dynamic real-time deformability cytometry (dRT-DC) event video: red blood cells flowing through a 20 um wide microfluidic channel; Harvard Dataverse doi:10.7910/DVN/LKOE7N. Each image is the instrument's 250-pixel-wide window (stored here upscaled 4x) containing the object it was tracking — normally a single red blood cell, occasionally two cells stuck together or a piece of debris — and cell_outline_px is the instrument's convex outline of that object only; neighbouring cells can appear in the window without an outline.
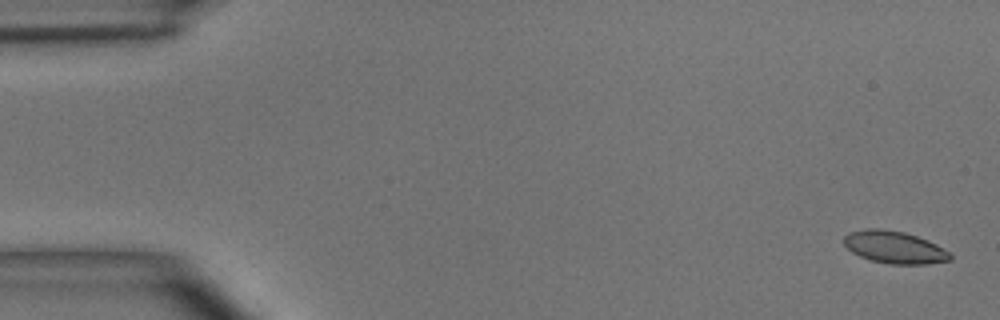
{"species": "common noctule bat (a hibernating species)", "species_latin": "Nyctalus noctula", "temperature_condition": "room temperature", "stored_images_in_passage": 7, "camera_frame_rate_fps": 3000, "um_per_image_px": 0.085, "animal": {"sex": "male", "body_mass_g": 15.6}, "frame": {"image": 1, "passage_image": 1, "time_ms": 0.0, "image_size_px": [1000, 320], "cell_outline_px": [[952, 260], [924, 264], [888, 264], [872, 260], [860, 256], [852, 252], [844, 244], [844, 236], [848, 232], [864, 228], [880, 228], [904, 232], [928, 240], [936, 244], [948, 252], [952, 256]], "centroid_in_image_um": [76.0, 21.01], "position_along_channel_um": 9.0, "area_um2": 20.0}}
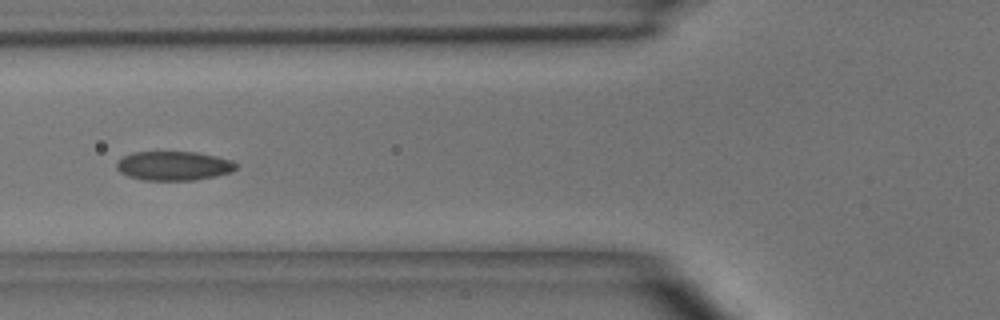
{"frame": {"image": 2, "passage_image": 6, "time_ms": 6.0, "image_size_px": [1000, 320], "cell_outline_px": [[236, 168], [232, 172], [216, 176], [196, 180], [140, 180], [128, 176], [120, 172], [116, 168], [116, 164], [124, 156], [132, 152], [196, 152], [216, 156], [232, 160], [236, 164]], "centroid_in_image_um": [14.77, 14.1], "position_along_channel_um": 111.0, "area_um2": 20.35}}
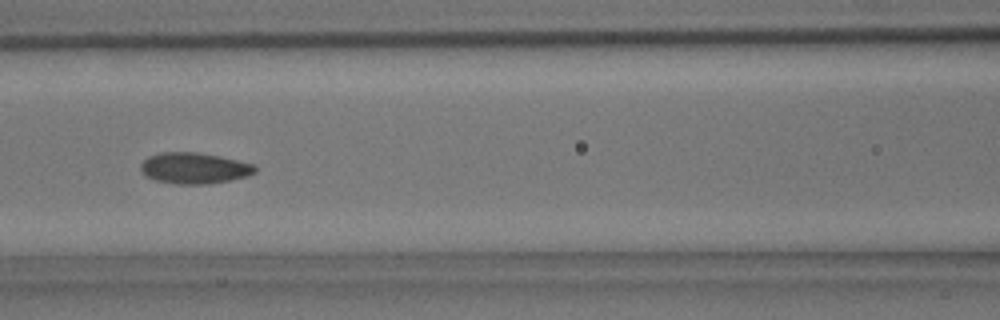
{"frame": {"image": 3, "passage_image": 7, "time_ms": 7.0, "image_size_px": [1000, 320], "cell_outline_px": [[256, 172], [248, 176], [208, 184], [176, 184], [156, 180], [144, 176], [140, 168], [140, 164], [148, 156], [160, 152], [196, 152], [220, 156], [256, 164]], "centroid_in_image_um": [16.5, 14.29], "position_along_channel_um": 150.1, "area_um2": 20.87}}